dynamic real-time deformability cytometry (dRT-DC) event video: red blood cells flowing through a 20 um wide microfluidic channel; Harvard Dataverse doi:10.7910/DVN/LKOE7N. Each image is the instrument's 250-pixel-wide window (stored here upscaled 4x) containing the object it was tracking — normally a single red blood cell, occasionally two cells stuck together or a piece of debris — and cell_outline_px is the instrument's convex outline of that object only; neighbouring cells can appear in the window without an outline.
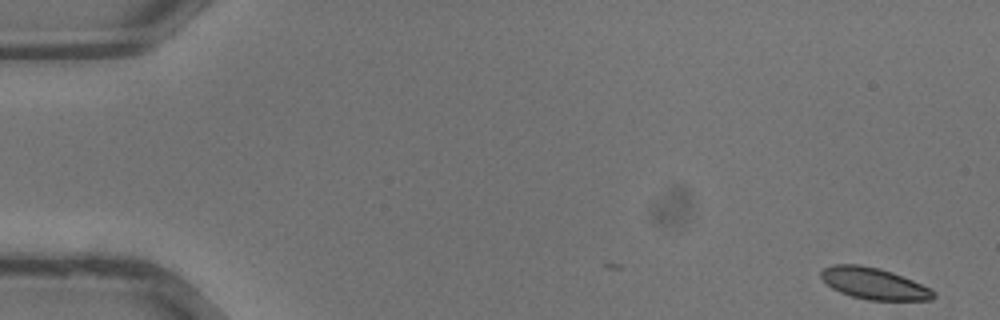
{"species": "common noctule bat (a hibernating species)", "species_latin": "Nyctalus noctula", "temperature_condition": "warm", "stored_images_in_passage": 12, "camera_frame_rate_fps": 3000, "um_per_image_px": 0.085, "animal": {"sex": "male", "body_mass_g": 13.3}, "frame": {"image": 1, "passage_image": 1, "time_ms": 0.0, "image_size_px": [1000, 320], "cell_outline_px": [[936, 296], [932, 300], [868, 300], [852, 296], [840, 292], [832, 288], [820, 276], [820, 272], [824, 268], [832, 264], [860, 264], [880, 268], [892, 272], [912, 280], [936, 292]], "centroid_in_image_um": [74.28, 24.09], "position_along_channel_um": 10.7, "area_um2": 20.58}}
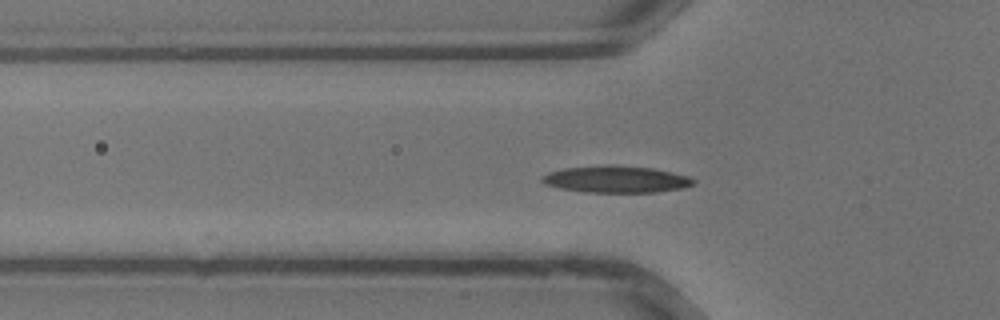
{"frame": {"image": 2, "passage_image": 12, "time_ms": 3.667, "image_size_px": [1000, 320], "cell_outline_px": [[696, 184], [684, 188], [656, 192], [584, 192], [560, 188], [544, 184], [540, 180], [540, 176], [548, 172], [564, 168], [608, 164], [616, 164], [652, 168], [672, 172], [688, 176], [696, 180]], "centroid_in_image_um": [52.37, 15.23], "position_along_channel_um": 73.4, "area_um2": 24.04}}